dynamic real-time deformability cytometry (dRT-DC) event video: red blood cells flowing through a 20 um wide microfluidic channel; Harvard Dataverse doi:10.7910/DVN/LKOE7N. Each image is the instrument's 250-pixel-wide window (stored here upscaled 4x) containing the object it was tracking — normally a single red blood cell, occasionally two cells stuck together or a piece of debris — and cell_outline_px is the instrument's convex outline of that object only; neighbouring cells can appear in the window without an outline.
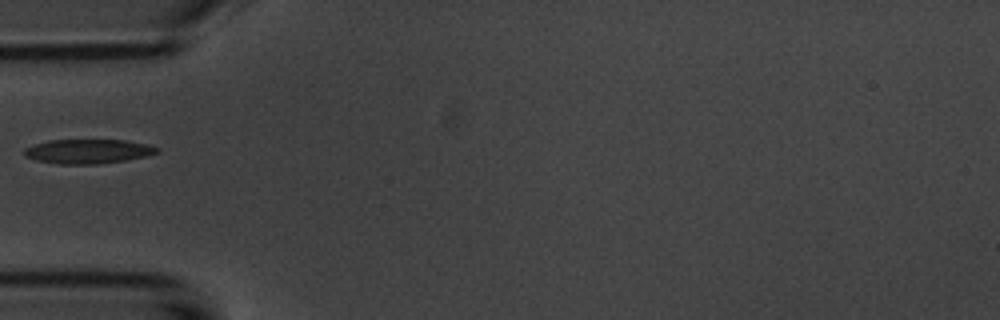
{"species": "common noctule bat (a hibernating species)", "species_latin": "Nyctalus noctula", "temperature_condition": "room temperature", "stored_images_in_passage": 34, "camera_frame_rate_fps": 3000, "um_per_image_px": 0.085, "animal": {"sex": "male", "body_mass_g": 20.1, "forearm_length_mm": 53.5}, "frame": {"image": 1, "passage_image": 1, "time_ms": 0.0, "image_size_px": [1000, 320], "cell_outline_px": [[160, 148], [156, 152], [144, 156], [124, 160], [96, 164], [56, 164], [36, 160], [24, 156], [24, 148], [32, 144], [48, 140], [124, 140], [148, 144]], "centroid_in_image_um": [7.41, 12.86], "position_along_channel_um": 77.6, "area_um2": 18.79}}
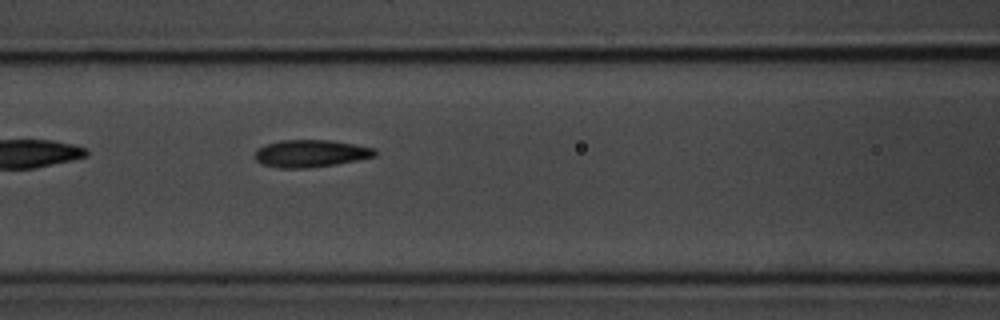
{"frame": {"image": 2, "passage_image": 6, "time_ms": 1.667, "image_size_px": [1000, 320], "cell_outline_px": [[376, 156], [336, 164], [308, 168], [280, 168], [264, 164], [256, 160], [256, 152], [264, 144], [280, 140], [332, 140], [376, 148]], "centroid_in_image_um": [26.44, 13.03], "position_along_channel_um": 140.2, "area_um2": 19.02}}
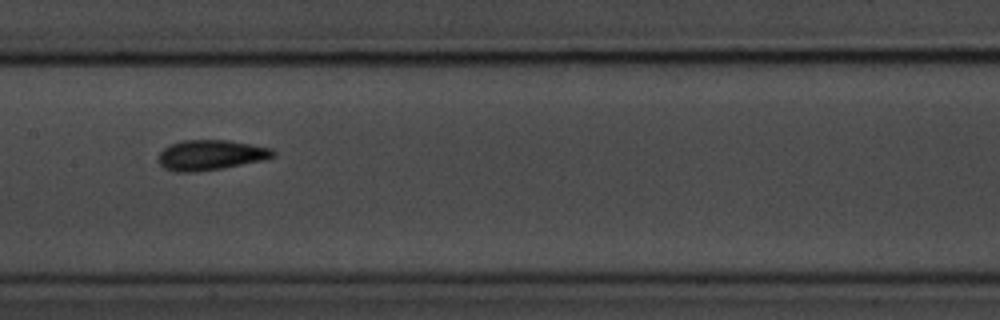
{"frame": {"image": 3, "passage_image": 10, "time_ms": 3.0, "image_size_px": [1000, 320], "cell_outline_px": [[276, 156], [264, 160], [224, 168], [192, 172], [176, 172], [164, 168], [160, 164], [160, 152], [168, 144], [184, 140], [228, 140], [272, 148], [276, 152]], "centroid_in_image_um": [17.94, 13.17], "position_along_channel_um": 189.5, "area_um2": 20.23}}